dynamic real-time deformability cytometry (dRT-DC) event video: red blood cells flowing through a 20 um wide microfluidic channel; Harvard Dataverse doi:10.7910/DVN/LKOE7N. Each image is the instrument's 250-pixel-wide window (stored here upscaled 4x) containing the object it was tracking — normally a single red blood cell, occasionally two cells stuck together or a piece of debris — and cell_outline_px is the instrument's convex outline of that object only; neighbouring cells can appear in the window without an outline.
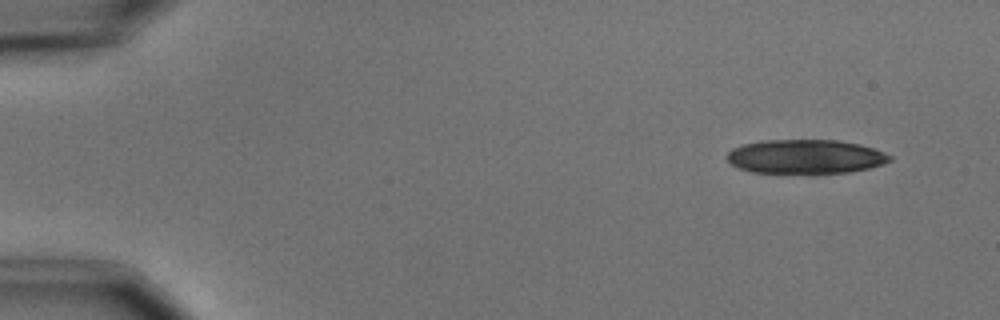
{"species": "common noctule bat (a hibernating species)", "species_latin": "Nyctalus noctula", "temperature_condition": "cold", "stored_images_in_passage": 8, "camera_frame_rate_fps": 3000, "um_per_image_px": 0.085, "animal": {"sex": "male", "body_mass_g": 15.6}, "frame": {"image": 1, "passage_image": 1, "time_ms": 0.0, "image_size_px": [1000, 320], "cell_outline_px": [[892, 160], [868, 168], [848, 172], [752, 172], [740, 168], [732, 164], [724, 156], [732, 148], [744, 144], [764, 140], [840, 140], [860, 144], [884, 152], [892, 156]], "centroid_in_image_um": [68.45, 13.29], "position_along_channel_um": 16.5, "area_um2": 31.96}}
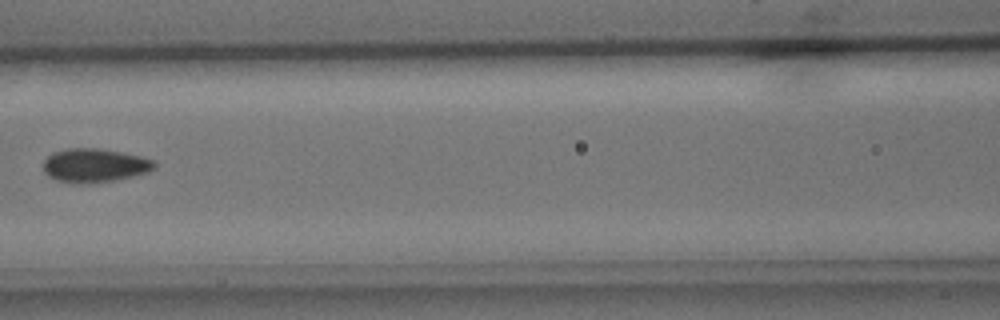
{"frame": {"image": 2, "passage_image": 7, "time_ms": 7.0, "image_size_px": [1000, 320], "cell_outline_px": [[156, 168], [148, 172], [112, 180], [80, 184], [76, 184], [56, 180], [48, 176], [44, 172], [44, 160], [52, 152], [68, 148], [100, 148], [140, 156], [156, 160]], "centroid_in_image_um": [8.03, 14.05], "position_along_channel_um": 158.6, "area_um2": 21.85}}
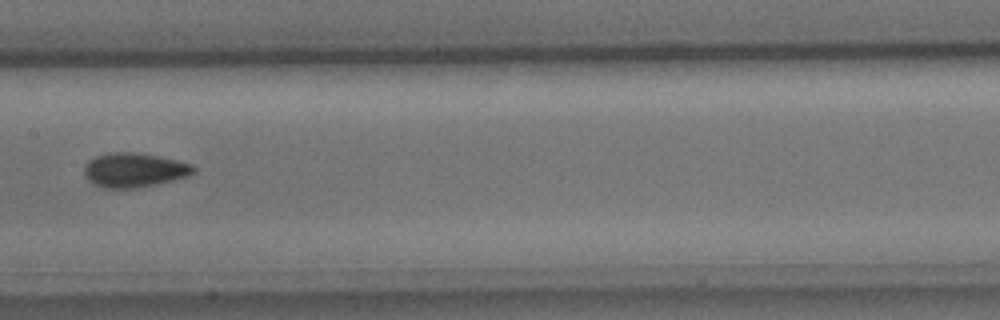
{"frame": {"image": 3, "passage_image": 8, "time_ms": 8.0, "image_size_px": [1000, 320], "cell_outline_px": [[196, 172], [188, 176], [156, 184], [136, 188], [104, 188], [88, 180], [84, 176], [84, 168], [88, 160], [96, 156], [112, 152], [132, 152], [156, 156], [176, 160], [192, 164], [196, 168]], "centroid_in_image_um": [11.4, 14.46], "position_along_channel_um": 196.0, "area_um2": 21.73}}